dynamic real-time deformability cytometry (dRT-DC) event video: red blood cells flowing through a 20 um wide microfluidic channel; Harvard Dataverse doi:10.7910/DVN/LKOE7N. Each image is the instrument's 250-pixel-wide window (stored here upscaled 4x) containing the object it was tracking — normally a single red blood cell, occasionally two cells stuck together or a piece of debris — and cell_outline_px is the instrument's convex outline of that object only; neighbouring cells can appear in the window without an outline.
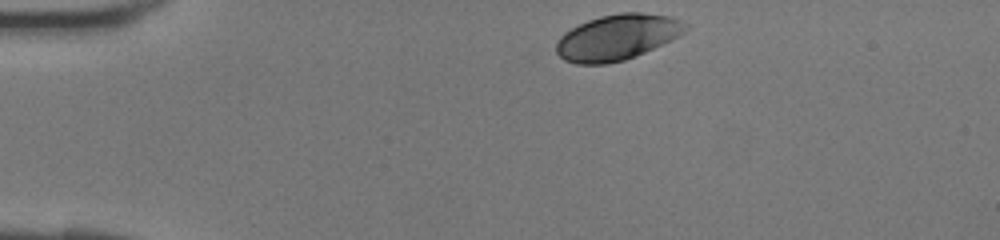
{"species": "human", "species_latin": "Homo sapiens", "temperature_condition": "room temperature", "stored_images_in_passage": 35, "camera_frame_rate_fps": 3000, "um_per_image_px": 0.085, "donor": {"sex": "female"}, "frame": {"image": 1, "passage_image": 1, "time_ms": 0.0, "image_size_px": [1000, 240], "cell_outline_px": [[688, 28], [684, 32], [644, 52], [624, 60], [608, 64], [576, 64], [564, 60], [556, 52], [556, 40], [564, 32], [588, 20], [600, 16], [620, 12], [640, 12], [672, 16], [688, 24]], "centroid_in_image_um": [52.43, 3.16], "position_along_channel_um": 32.6, "area_um2": 34.22}}
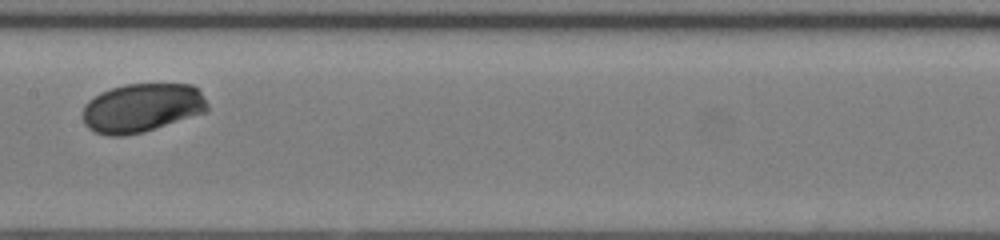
{"frame": {"image": 2, "passage_image": 15, "time_ms": 4.667, "image_size_px": [1000, 240], "cell_outline_px": [[208, 112], [144, 132], [124, 136], [108, 136], [96, 132], [88, 128], [84, 124], [84, 104], [88, 100], [100, 92], [124, 84], [192, 84], [200, 92], [208, 104]], "centroid_in_image_um": [12.07, 9.17], "position_along_channel_um": 195.3, "area_um2": 35.72}}
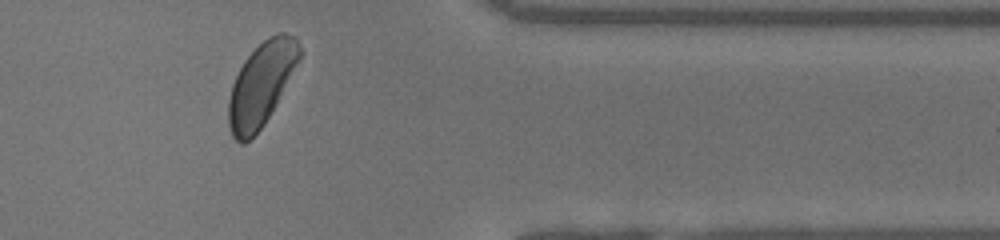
{"frame": {"image": 3, "passage_image": 28, "time_ms": 9.0, "image_size_px": [1000, 240], "cell_outline_px": [[304, 52], [300, 60], [276, 104], [264, 124], [244, 144], [240, 144], [232, 136], [228, 124], [228, 100], [232, 84], [244, 60], [264, 40], [276, 32], [284, 32], [296, 36]], "centroid_in_image_um": [22.23, 7.12], "position_along_channel_um": 389.2, "area_um2": 34.51}}